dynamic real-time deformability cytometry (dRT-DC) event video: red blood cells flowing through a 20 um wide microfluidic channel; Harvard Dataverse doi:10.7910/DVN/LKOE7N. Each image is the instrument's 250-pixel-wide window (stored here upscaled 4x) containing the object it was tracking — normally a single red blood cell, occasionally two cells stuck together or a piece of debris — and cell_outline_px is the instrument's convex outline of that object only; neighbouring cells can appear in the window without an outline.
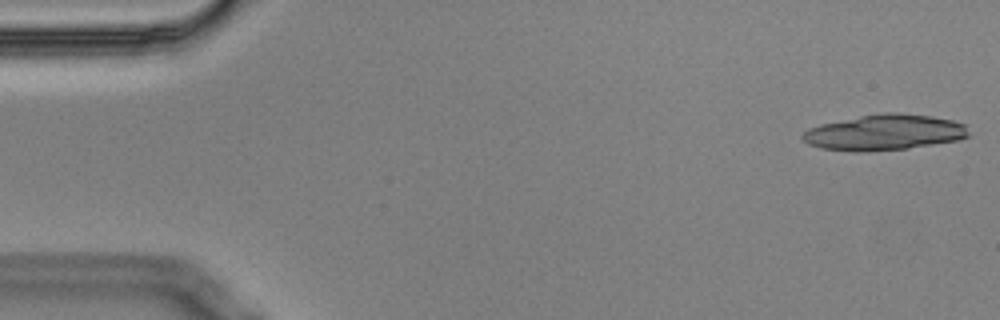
{"species": "Egyptian fruit bat (a non-hibernating species)", "species_latin": "Rousettus aegyptiacus", "temperature_condition": "cold", "stored_images_in_passage": 24, "camera_frame_rate_fps": 3000, "um_per_image_px": 0.085, "animal": {"sex": "male"}, "frame": {"image": 1, "passage_image": 1, "time_ms": 0.0, "image_size_px": [1000, 320], "cell_outline_px": [[968, 136], [960, 140], [908, 148], [856, 152], [852, 152], [820, 148], [808, 144], [800, 136], [808, 128], [820, 124], [860, 116], [884, 112], [896, 112], [932, 116], [952, 120], [964, 124], [968, 132]], "centroid_in_image_um": [75.15, 11.25], "position_along_channel_um": 9.8, "area_um2": 34.56}}